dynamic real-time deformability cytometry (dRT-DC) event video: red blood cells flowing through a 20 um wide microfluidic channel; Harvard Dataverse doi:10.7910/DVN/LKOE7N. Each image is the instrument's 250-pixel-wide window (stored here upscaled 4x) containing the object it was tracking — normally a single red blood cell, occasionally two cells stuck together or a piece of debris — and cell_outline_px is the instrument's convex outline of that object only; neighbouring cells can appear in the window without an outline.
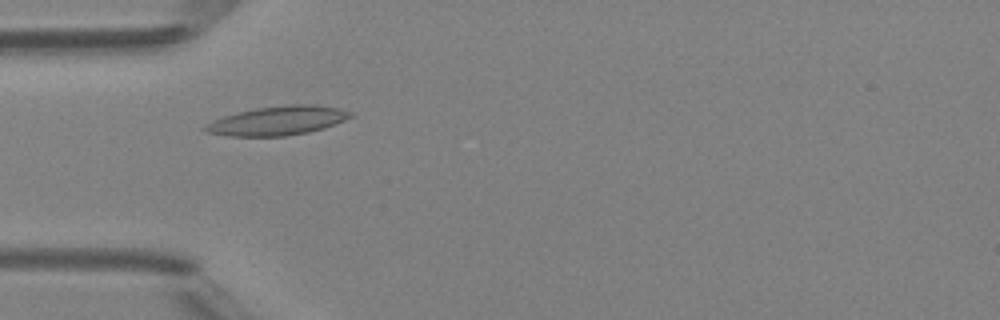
{"species": "Egyptian fruit bat (a non-hibernating species)", "species_latin": "Rousettus aegyptiacus", "temperature_condition": "room temperature", "stored_images_in_passage": 28, "camera_frame_rate_fps": 3000, "um_per_image_px": 0.085, "animal": {"sex": "female"}, "frame": {"image": 1, "passage_image": 1, "time_ms": 0.0, "image_size_px": [1000, 320], "cell_outline_px": [[356, 116], [324, 128], [308, 132], [284, 136], [228, 136], [208, 132], [200, 128], [204, 124], [212, 120], [224, 116], [256, 108], [288, 104], [316, 104], [340, 108], [356, 112]], "centroid_in_image_um": [23.66, 10.24], "position_along_channel_um": 61.3, "area_um2": 24.91}}
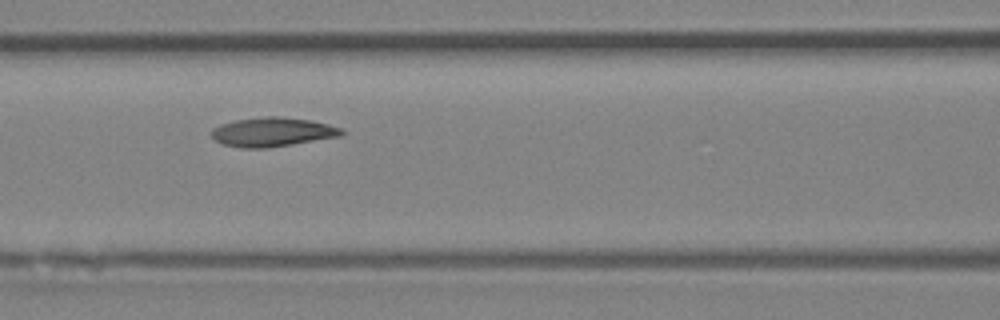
{"frame": {"image": 2, "passage_image": 7, "time_ms": 2.0, "image_size_px": [1000, 320], "cell_outline_px": [[344, 132], [340, 136], [268, 148], [240, 148], [224, 144], [216, 140], [212, 136], [212, 128], [220, 124], [236, 120], [264, 116], [276, 116], [312, 120], [344, 128]], "centroid_in_image_um": [23.17, 11.21], "position_along_channel_um": 143.4, "area_um2": 22.08}}
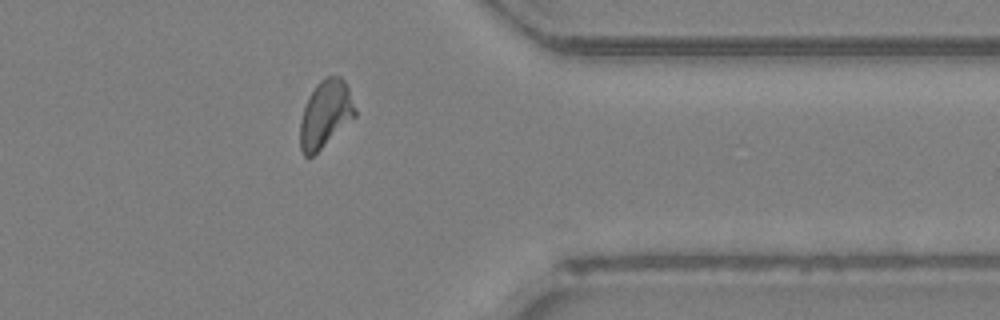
{"frame": {"image": 3, "passage_image": 25, "time_ms": 8.0, "image_size_px": [1000, 320], "cell_outline_px": [[356, 116], [308, 160], [304, 156], [300, 148], [300, 120], [308, 96], [316, 84], [320, 80], [328, 76], [340, 76], [344, 80], [348, 88], [356, 108]], "centroid_in_image_um": [27.65, 9.7], "position_along_channel_um": 383.8, "area_um2": 21.56}, "authors_computed_cell_mechanics": {"area_um2": 20.6346, "velocity_mm_per_s": 4.205, "shape_relaxation_time_tau1_ms": null, "shape_relaxation_time_tau2_ms": 2.4793, "deformation_change_tau1": null, "deformation_change_tau2": 0.082}}